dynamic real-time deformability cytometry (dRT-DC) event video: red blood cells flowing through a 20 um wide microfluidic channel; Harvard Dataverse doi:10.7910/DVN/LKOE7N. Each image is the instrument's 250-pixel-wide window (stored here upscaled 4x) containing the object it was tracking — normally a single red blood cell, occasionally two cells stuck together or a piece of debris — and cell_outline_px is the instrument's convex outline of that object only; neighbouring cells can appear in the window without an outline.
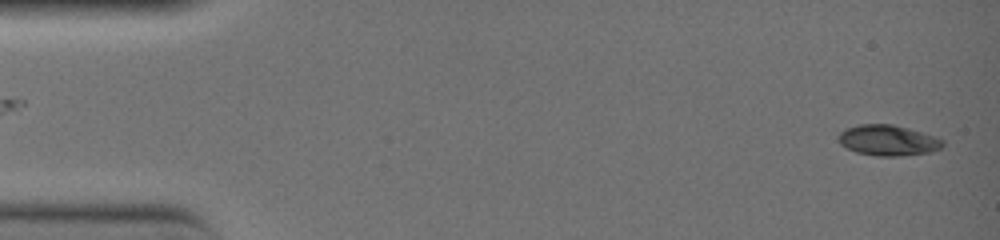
{"species": "common noctule bat (a hibernating species)", "species_latin": "Nyctalus noctula", "temperature_condition": "warm", "stored_images_in_passage": 46, "camera_frame_rate_fps": 3000, "um_per_image_px": 0.085, "animal": {"sex": "female", "body_mass_g": 19.0, "forearm_length_mm": 51.5}, "frame": {"image": 1, "passage_image": 1, "time_ms": 0.0, "image_size_px": [1000, 240], "cell_outline_px": [[944, 144], [940, 148], [932, 152], [900, 156], [876, 156], [856, 152], [840, 144], [836, 136], [844, 128], [860, 124], [892, 124], [908, 128], [944, 140]], "centroid_in_image_um": [75.44, 11.93], "position_along_channel_um": 9.6, "area_um2": 18.67}}
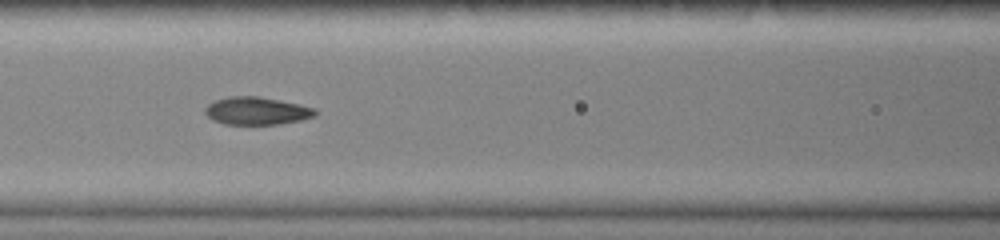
{"frame": {"image": 2, "passage_image": 21, "time_ms": 6.667, "image_size_px": [1000, 240], "cell_outline_px": [[320, 112], [316, 116], [300, 120], [276, 124], [224, 124], [212, 120], [204, 112], [204, 108], [208, 104], [216, 100], [228, 96], [260, 96], [316, 108]], "centroid_in_image_um": [21.83, 9.42], "position_along_channel_um": 144.8, "area_um2": 17.86}}
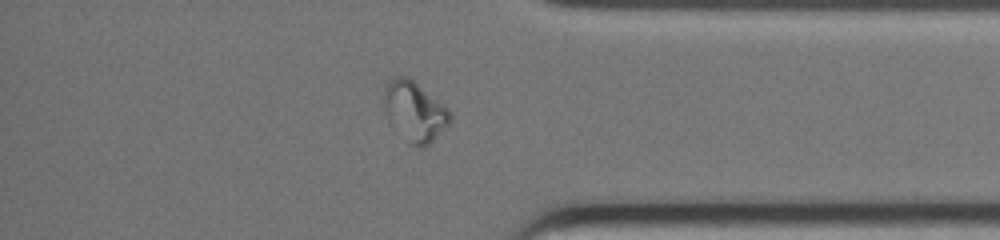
{"frame": {"image": 3, "passage_image": 40, "time_ms": 13.0, "image_size_px": [1000, 240], "cell_outline_px": [[452, 120], [428, 144], [420, 148], [408, 144], [388, 124], [380, 100], [380, 96], [388, 80], [392, 76], [408, 76], [448, 108], [452, 116]], "centroid_in_image_um": [35.13, 9.46], "position_along_channel_um": 400.1, "area_um2": 23.87}}